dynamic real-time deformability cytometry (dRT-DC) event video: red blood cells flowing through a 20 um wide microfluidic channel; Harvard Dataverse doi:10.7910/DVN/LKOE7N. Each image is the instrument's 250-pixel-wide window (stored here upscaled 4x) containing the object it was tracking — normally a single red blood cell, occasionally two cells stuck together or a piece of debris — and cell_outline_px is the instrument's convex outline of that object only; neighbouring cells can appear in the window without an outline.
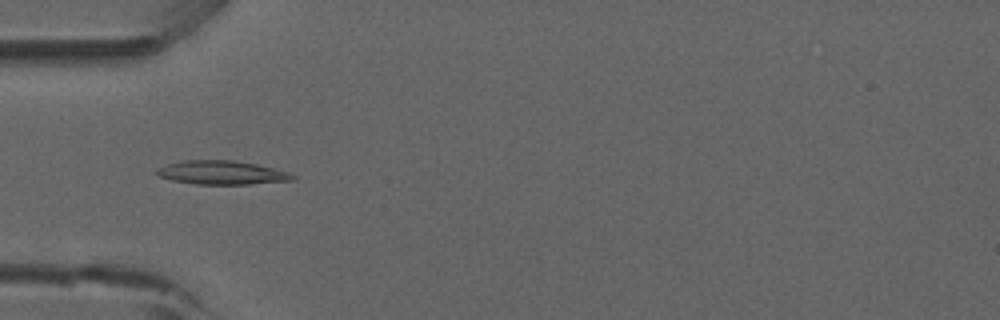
{"species": "common noctule bat (a hibernating species)", "species_latin": "Nyctalus noctula", "temperature_condition": "room temperature", "stored_images_in_passage": 52, "camera_frame_rate_fps": 3000, "um_per_image_px": 0.085, "animal": {"sex": "male", "forearm_length_mm": 52.5}, "frame": {"image": 1, "passage_image": 16, "time_ms": 5.0, "image_size_px": [1000, 320], "cell_outline_px": [[296, 176], [292, 180], [248, 184], [196, 184], [172, 180], [160, 176], [156, 172], [156, 168], [180, 160], [232, 160], [256, 164], [288, 172]], "centroid_in_image_um": [18.82, 14.66], "position_along_channel_um": 66.2, "area_um2": 18.61}}
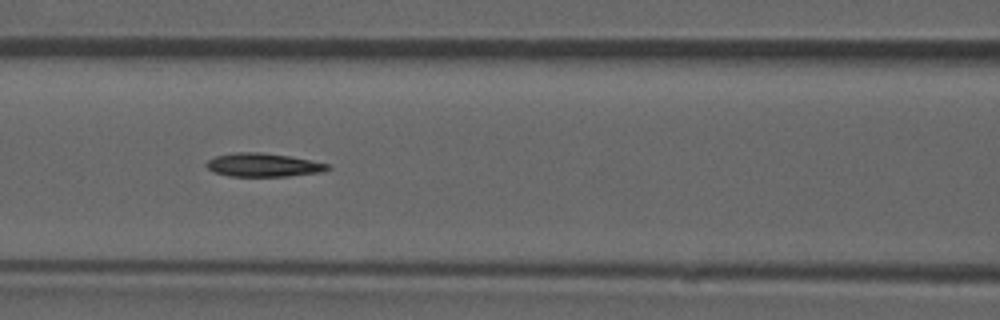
{"frame": {"image": 2, "passage_image": 22, "time_ms": 7.0, "image_size_px": [1000, 320], "cell_outline_px": [[332, 168], [320, 172], [288, 176], [228, 176], [212, 172], [204, 164], [208, 160], [216, 156], [232, 152], [260, 152], [288, 156], [328, 164]], "centroid_in_image_um": [22.31, 14.02], "position_along_channel_um": 144.3, "area_um2": 16.53}}
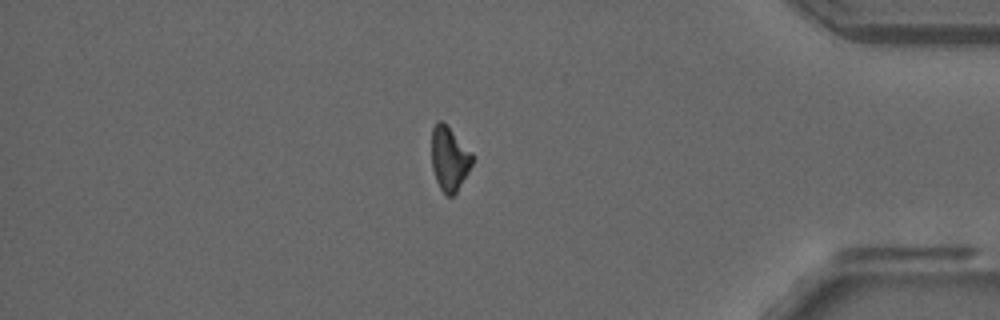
{"frame": {"image": 3, "passage_image": 44, "time_ms": 14.333, "image_size_px": [1000, 320], "cell_outline_px": [[472, 164], [468, 172], [456, 192], [452, 196], [448, 196], [440, 188], [436, 180], [432, 168], [432, 128], [436, 120], [440, 120], [472, 152]], "centroid_in_image_um": [38.18, 13.5], "position_along_channel_um": 397.0, "area_um2": 14.85}, "authors_computed_cell_mechanics": {"area_um2": 16.5308, "velocity_mm_per_s": 3.9076, "shape_relaxation_time_tau1_ms": null, "shape_relaxation_time_tau2_ms": 7.2553, "deformation_change_tau1": null, "deformation_change_tau2": 0.1584}}